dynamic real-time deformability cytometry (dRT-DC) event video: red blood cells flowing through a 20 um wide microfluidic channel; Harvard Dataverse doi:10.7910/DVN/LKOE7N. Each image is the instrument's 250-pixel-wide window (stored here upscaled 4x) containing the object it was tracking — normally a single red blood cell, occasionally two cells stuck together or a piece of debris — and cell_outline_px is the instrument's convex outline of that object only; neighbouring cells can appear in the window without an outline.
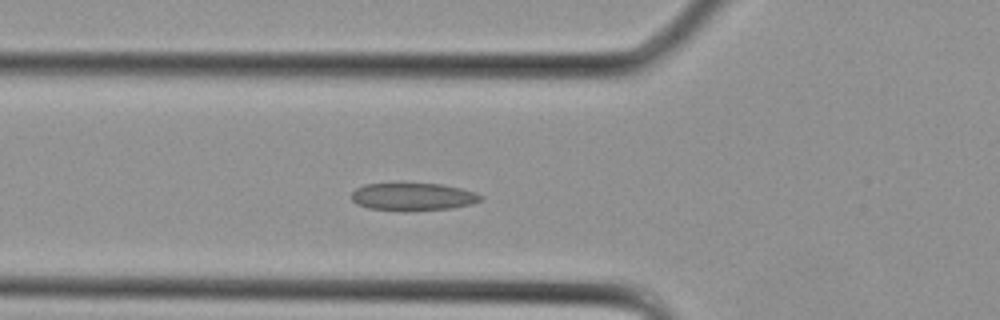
{"species": "Egyptian fruit bat (a non-hibernating species)", "species_latin": "Rousettus aegyptiacus", "temperature_condition": "cold", "stored_images_in_passage": 25, "camera_frame_rate_fps": 3000, "um_per_image_px": 0.085, "animal": {"sex": "female"}, "frame": {"image": 1, "passage_image": 8, "time_ms": 2.333, "image_size_px": [1000, 320], "cell_outline_px": [[484, 196], [480, 200], [472, 204], [452, 208], [368, 208], [356, 204], [352, 200], [352, 192], [356, 188], [364, 184], [440, 184], [460, 188], [476, 192]], "centroid_in_image_um": [35.12, 16.68], "position_along_channel_um": 90.7, "area_um2": 19.77}}
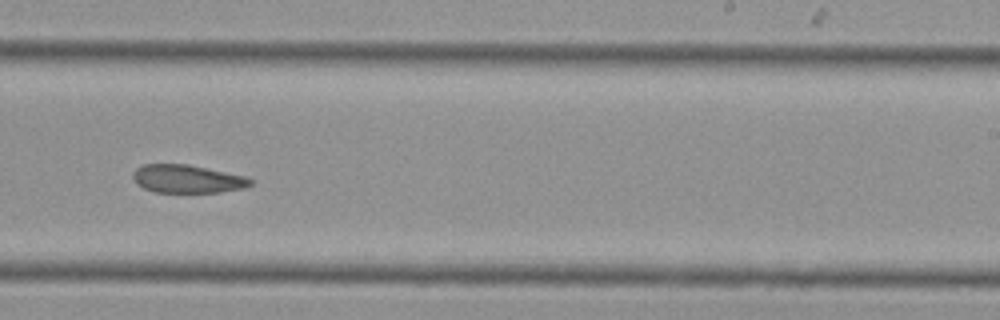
{"frame": {"image": 2, "passage_image": 16, "time_ms": 5.0, "image_size_px": [1000, 320], "cell_outline_px": [[252, 184], [244, 188], [220, 192], [156, 192], [144, 188], [136, 184], [132, 180], [132, 176], [136, 168], [144, 164], [188, 164], [248, 176], [252, 180]], "centroid_in_image_um": [15.93, 15.2], "position_along_channel_um": 273.1, "area_um2": 19.42}}
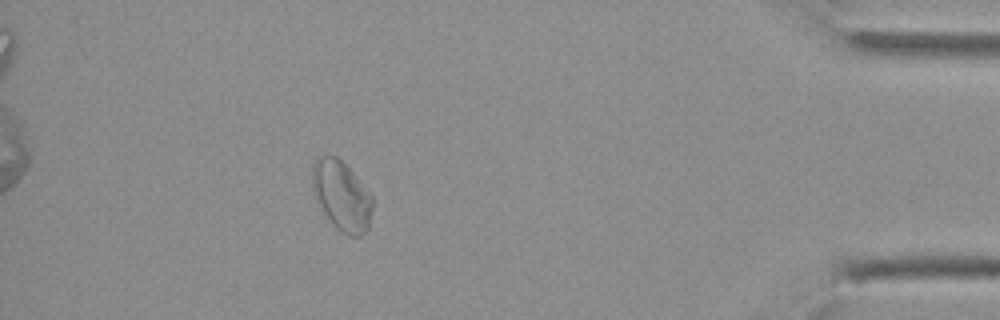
{"frame": {"image": 3, "passage_image": 24, "time_ms": 7.667, "image_size_px": [1000, 320], "cell_outline_px": [[372, 208], [368, 228], [360, 236], [348, 236], [340, 232], [332, 224], [316, 200], [312, 188], [312, 164], [316, 156], [336, 156], [352, 172], [372, 196]], "centroid_in_image_um": [29.01, 16.64], "position_along_channel_um": 406.2, "area_um2": 24.28}}